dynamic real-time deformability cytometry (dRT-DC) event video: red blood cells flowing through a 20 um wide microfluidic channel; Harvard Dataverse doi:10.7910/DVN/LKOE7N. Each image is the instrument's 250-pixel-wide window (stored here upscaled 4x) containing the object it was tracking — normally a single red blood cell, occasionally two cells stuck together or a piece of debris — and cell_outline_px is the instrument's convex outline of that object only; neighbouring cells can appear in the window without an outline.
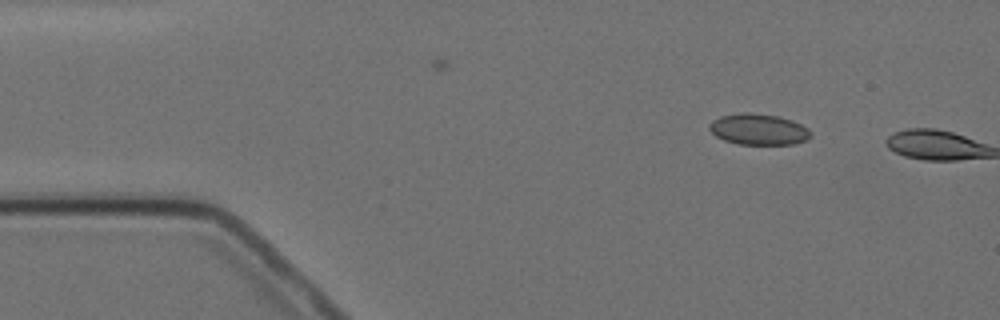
{"species": "Egyptian fruit bat (a non-hibernating species)", "species_latin": "Rousettus aegyptiacus", "temperature_condition": "cold", "stored_images_in_passage": 2, "camera_frame_rate_fps": 3000, "um_per_image_px": 0.085, "animal": {"sex": "female"}, "frame": {"image": 1, "passage_image": 1, "time_ms": 0.0, "image_size_px": [1000, 320], "cell_outline_px": [[812, 136], [808, 140], [796, 144], [736, 144], [724, 140], [716, 136], [708, 128], [708, 124], [712, 120], [720, 116], [744, 112], [748, 112], [776, 116], [792, 120], [808, 128], [812, 132]], "centroid_in_image_um": [64.49, 11.0], "position_along_channel_um": 20.5, "area_um2": 18.5}}